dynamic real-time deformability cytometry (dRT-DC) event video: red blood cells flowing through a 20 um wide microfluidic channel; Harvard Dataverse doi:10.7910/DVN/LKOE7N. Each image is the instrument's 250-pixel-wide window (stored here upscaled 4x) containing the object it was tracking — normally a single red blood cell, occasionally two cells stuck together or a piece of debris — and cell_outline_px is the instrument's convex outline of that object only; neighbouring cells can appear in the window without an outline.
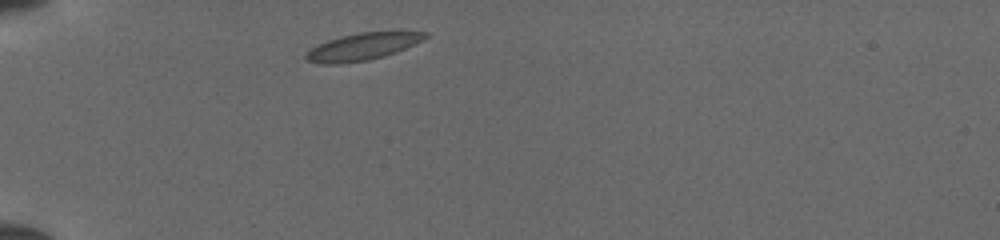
{"species": "common noctule bat (a hibernating species)", "species_latin": "Nyctalus noctula", "temperature_condition": "cold", "stored_images_in_passage": 7, "camera_frame_rate_fps": 3000, "um_per_image_px": 0.085, "animal": {"sex": "female", "body_mass_g": 19.5, "forearm_length_mm": 54.1}, "frame": {"image": 1, "passage_image": 1, "time_ms": 0.0, "image_size_px": [1000, 240], "cell_outline_px": [[428, 36], [396, 52], [384, 56], [368, 60], [340, 64], [324, 64], [308, 60], [304, 56], [312, 48], [328, 40], [340, 36], [360, 32], [428, 32]], "centroid_in_image_um": [30.78, 3.97], "position_along_channel_um": 54.2, "area_um2": 18.32}}
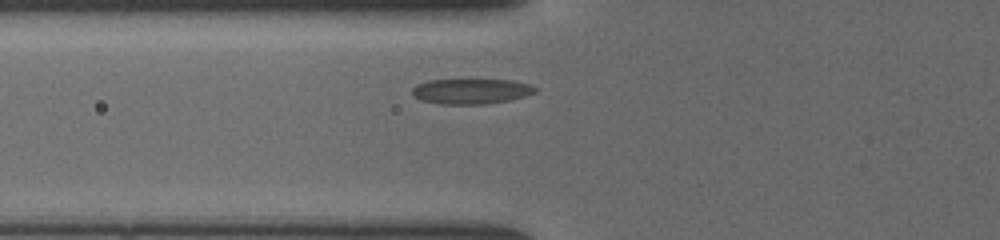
{"frame": {"image": 2, "passage_image": 4, "time_ms": 1.0, "image_size_px": [1000, 240], "cell_outline_px": [[540, 88], [536, 92], [524, 96], [508, 100], [484, 104], [440, 104], [420, 100], [412, 96], [412, 88], [416, 84], [428, 80], [512, 80], [532, 84]], "centroid_in_image_um": [40.05, 7.75], "position_along_channel_um": 85.8, "area_um2": 18.26}}
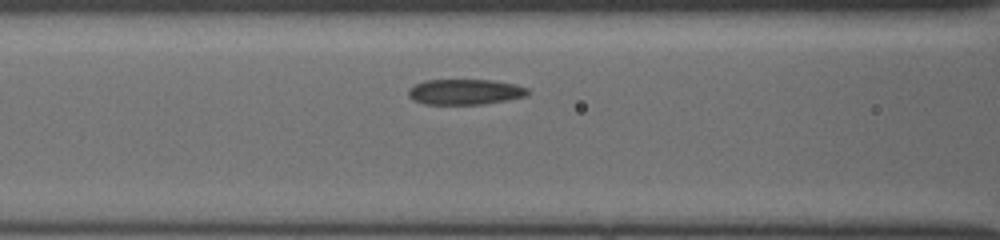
{"frame": {"image": 3, "passage_image": 6, "time_ms": 1.667, "image_size_px": [1000, 240], "cell_outline_px": [[532, 92], [524, 96], [484, 104], [424, 104], [412, 100], [408, 96], [408, 88], [424, 80], [496, 80], [516, 84], [528, 88]], "centroid_in_image_um": [39.52, 7.8], "position_along_channel_um": 127.1, "area_um2": 17.86}}